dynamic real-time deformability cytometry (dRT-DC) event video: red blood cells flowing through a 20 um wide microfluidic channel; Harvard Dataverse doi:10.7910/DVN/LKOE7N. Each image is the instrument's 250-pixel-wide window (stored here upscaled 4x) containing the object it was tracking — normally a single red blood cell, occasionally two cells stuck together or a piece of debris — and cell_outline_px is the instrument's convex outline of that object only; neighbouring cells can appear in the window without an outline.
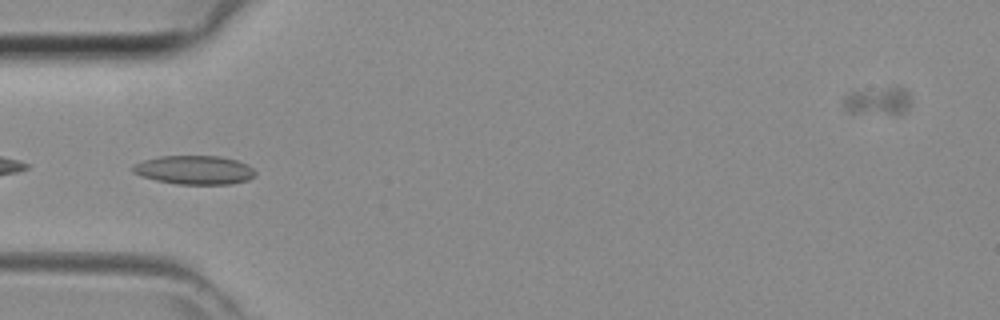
{"species": "common noctule bat (a hibernating species)", "species_latin": "Nyctalus noctula", "temperature_condition": "room temperature", "stored_images_in_passage": 44, "camera_frame_rate_fps": 3000, "um_per_image_px": 0.085, "animal": {"sex": "female", "body_mass_g": 29.2, "forearm_length_mm": 56.3}, "frame": {"image": 1, "passage_image": 14, "time_ms": 4.333, "image_size_px": [1000, 320], "cell_outline_px": [[256, 176], [248, 180], [228, 184], [176, 184], [156, 180], [140, 176], [132, 172], [132, 164], [144, 160], [160, 156], [220, 156], [236, 160], [248, 164], [256, 172]], "centroid_in_image_um": [16.52, 14.44], "position_along_channel_um": 68.5, "area_um2": 20.69}}
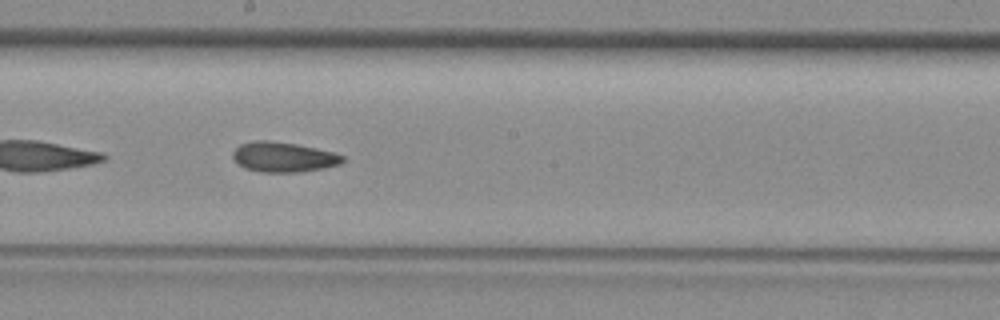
{"frame": {"image": 2, "passage_image": 24, "time_ms": 7.667, "image_size_px": [1000, 320], "cell_outline_px": [[344, 160], [340, 164], [324, 168], [300, 172], [260, 172], [244, 168], [232, 156], [232, 152], [240, 144], [256, 140], [268, 140], [296, 144], [316, 148], [332, 152], [344, 156]], "centroid_in_image_um": [24.09, 13.35], "position_along_channel_um": 224.1, "area_um2": 19.13}}
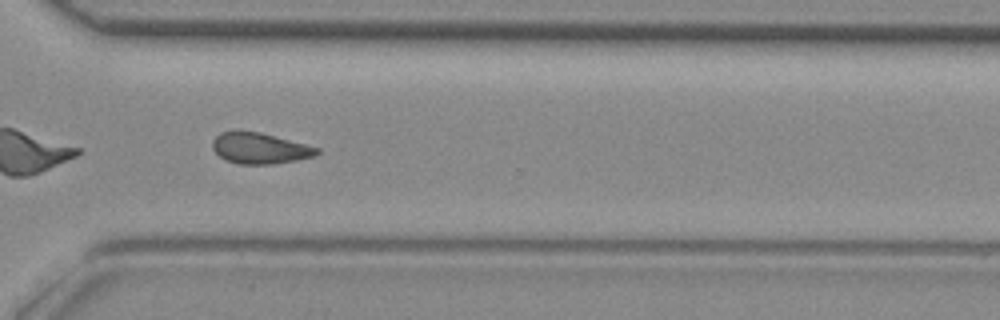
{"frame": {"image": 3, "passage_image": 32, "time_ms": 10.333, "image_size_px": [1000, 320], "cell_outline_px": [[320, 152], [316, 156], [296, 160], [272, 164], [236, 164], [224, 160], [212, 148], [212, 140], [220, 132], [236, 128], [260, 132], [320, 148]], "centroid_in_image_um": [22.03, 12.58], "position_along_channel_um": 348.6, "area_um2": 19.31}}